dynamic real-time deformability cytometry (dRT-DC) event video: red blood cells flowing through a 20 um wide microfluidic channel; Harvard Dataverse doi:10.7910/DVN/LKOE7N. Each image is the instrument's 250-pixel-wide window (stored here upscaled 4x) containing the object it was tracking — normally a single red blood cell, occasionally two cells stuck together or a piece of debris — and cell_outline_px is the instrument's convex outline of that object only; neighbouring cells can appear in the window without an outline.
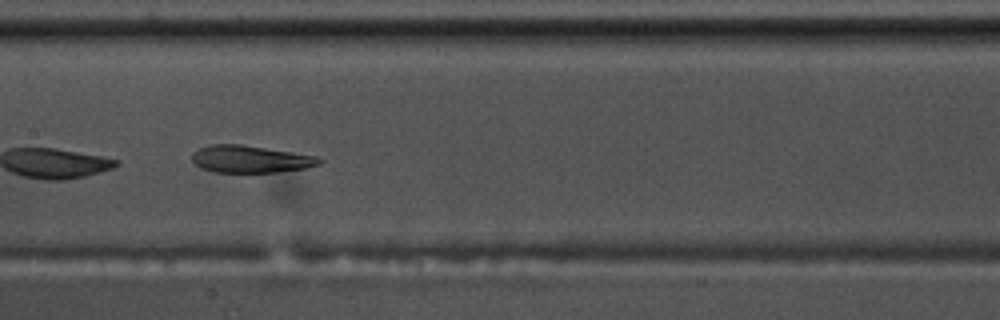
{"species": "common noctule bat (a hibernating species)", "species_latin": "Nyctalus noctula", "temperature_condition": "warm", "stored_images_in_passage": 12, "camera_frame_rate_fps": 3000, "um_per_image_px": 0.085, "animal": {"sex": "male", "body_mass_g": 17.5, "forearm_length_mm": 52.3}, "frame": {"image": 1, "passage_image": 10, "time_ms": 3.0, "image_size_px": [1000, 320], "cell_outline_px": [[324, 160], [320, 164], [304, 168], [276, 172], [212, 172], [200, 168], [192, 160], [192, 152], [200, 148], [212, 144], [240, 144], [292, 152], [316, 156]], "centroid_in_image_um": [21.26, 13.52], "position_along_channel_um": 186.1, "area_um2": 20.11}}